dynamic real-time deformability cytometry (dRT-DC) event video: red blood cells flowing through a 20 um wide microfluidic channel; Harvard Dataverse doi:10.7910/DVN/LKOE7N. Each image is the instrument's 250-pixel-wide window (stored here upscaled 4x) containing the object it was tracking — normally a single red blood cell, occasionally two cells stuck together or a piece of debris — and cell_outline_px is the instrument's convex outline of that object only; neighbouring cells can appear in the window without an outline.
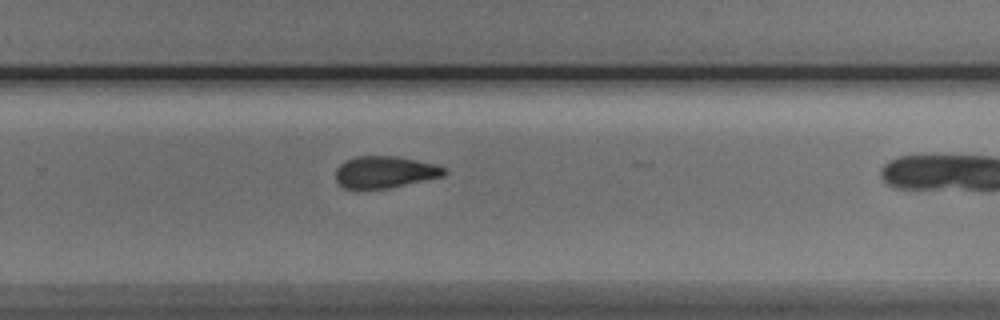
{"species": "Egyptian fruit bat (a non-hibernating species)", "species_latin": "Rousettus aegyptiacus", "temperature_condition": "cold", "stored_images_in_passage": 17, "camera_frame_rate_fps": 3000, "um_per_image_px": 0.085, "animal": {"sex": "male"}, "frame": {"image": 1, "passage_image": 16, "time_ms": 5.0, "image_size_px": [1000, 320], "cell_outline_px": [[448, 172], [444, 176], [388, 188], [344, 188], [336, 180], [336, 168], [344, 160], [356, 156], [396, 156], [432, 164], [444, 168]], "centroid_in_image_um": [32.68, 14.62], "position_along_channel_um": 297.1, "area_um2": 19.88}}